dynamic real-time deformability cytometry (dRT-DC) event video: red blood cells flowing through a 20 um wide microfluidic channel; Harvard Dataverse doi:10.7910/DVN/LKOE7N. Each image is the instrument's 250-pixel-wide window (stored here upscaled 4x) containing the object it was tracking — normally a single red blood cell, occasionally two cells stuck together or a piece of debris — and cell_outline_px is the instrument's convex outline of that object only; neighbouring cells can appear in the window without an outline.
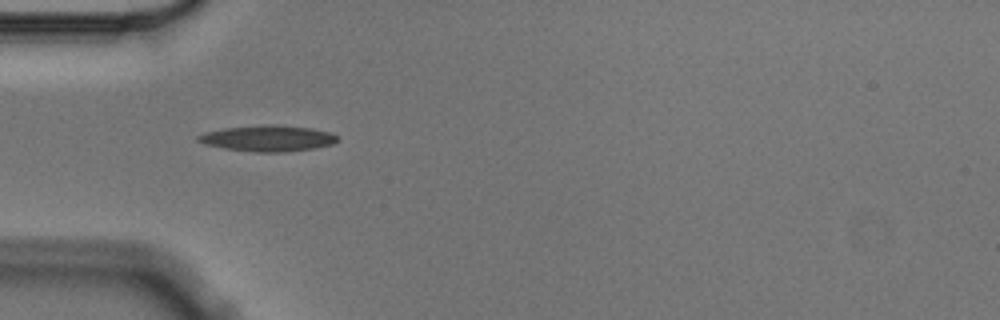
{"species": "Egyptian fruit bat (a non-hibernating species)", "species_latin": "Rousettus aegyptiacus", "temperature_condition": "cold", "stored_images_in_passage": 9, "camera_frame_rate_fps": 3000, "um_per_image_px": 0.085, "animal": {"sex": "male"}, "frame": {"image": 1, "passage_image": 4, "time_ms": 1.0, "image_size_px": [1000, 320], "cell_outline_px": [[340, 140], [332, 144], [312, 148], [284, 152], [256, 152], [224, 148], [204, 144], [196, 140], [196, 136], [204, 132], [224, 128], [264, 124], [272, 124], [312, 128], [328, 132], [340, 136]], "centroid_in_image_um": [22.76, 11.75], "position_along_channel_um": 62.2, "area_um2": 21.21}}
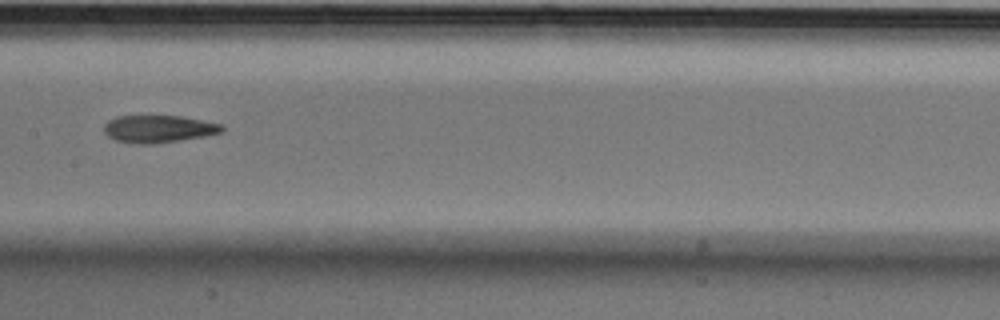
{"frame": {"image": 2, "passage_image": 7, "time_ms": 2.0, "image_size_px": [1000, 320], "cell_outline_px": [[224, 132], [204, 136], [180, 140], [152, 144], [136, 144], [116, 140], [108, 136], [104, 132], [104, 124], [108, 120], [116, 116], [180, 116], [224, 124]], "centroid_in_image_um": [13.49, 10.95], "position_along_channel_um": 193.9, "area_um2": 18.9}}
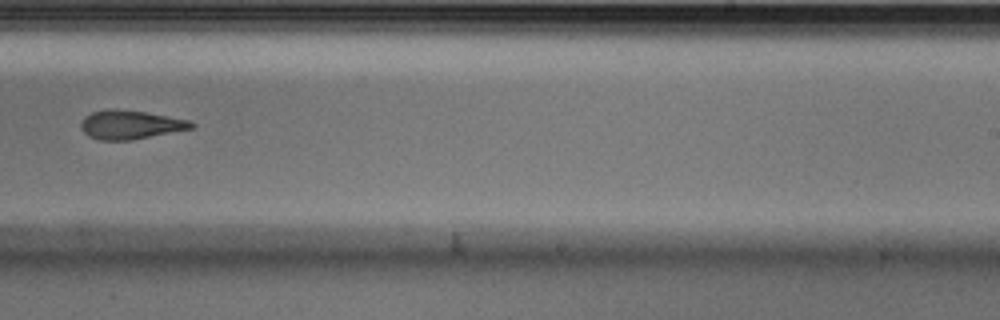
{"frame": {"image": 3, "passage_image": 9, "time_ms": 2.667, "image_size_px": [1000, 320], "cell_outline_px": [[196, 124], [192, 128], [132, 140], [100, 140], [88, 136], [80, 128], [80, 124], [84, 116], [92, 112], [108, 108], [112, 108], [144, 112], [188, 120]], "centroid_in_image_um": [11.02, 10.6], "position_along_channel_um": 278.0, "area_um2": 18.44}}